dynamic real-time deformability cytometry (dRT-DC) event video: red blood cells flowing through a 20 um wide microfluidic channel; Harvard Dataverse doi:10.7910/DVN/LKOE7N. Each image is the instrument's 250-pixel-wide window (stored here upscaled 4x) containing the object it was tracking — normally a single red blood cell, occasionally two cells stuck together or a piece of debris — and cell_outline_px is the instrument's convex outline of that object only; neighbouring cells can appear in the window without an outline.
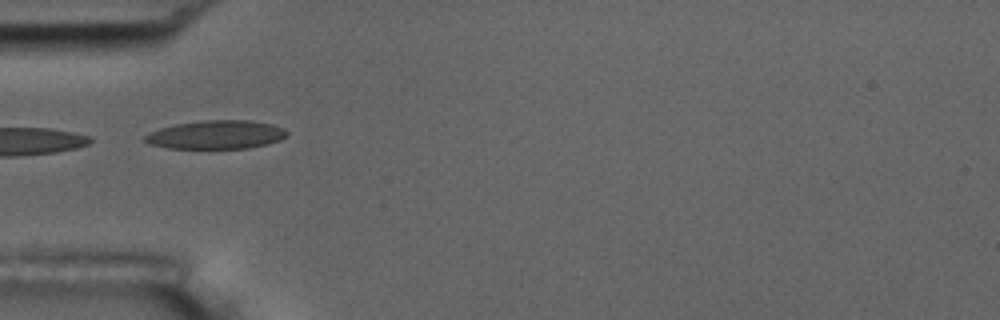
{"species": "common noctule bat (a hibernating species)", "species_latin": "Nyctalus noctula", "temperature_condition": "room temperature", "stored_images_in_passage": 7, "camera_frame_rate_fps": 3000, "um_per_image_px": 0.085, "animal": {"sex": "male", "body_mass_g": 17.5, "forearm_length_mm": 52.3}, "frame": {"image": 1, "passage_image": 5, "time_ms": 4.667, "image_size_px": [1000, 320], "cell_outline_px": [[288, 136], [280, 140], [268, 144], [248, 148], [168, 148], [148, 144], [144, 140], [144, 136], [148, 132], [160, 128], [176, 124], [204, 120], [248, 120], [272, 124], [284, 128], [288, 132]], "centroid_in_image_um": [18.38, 11.45], "position_along_channel_um": 66.6, "area_um2": 23.76}}